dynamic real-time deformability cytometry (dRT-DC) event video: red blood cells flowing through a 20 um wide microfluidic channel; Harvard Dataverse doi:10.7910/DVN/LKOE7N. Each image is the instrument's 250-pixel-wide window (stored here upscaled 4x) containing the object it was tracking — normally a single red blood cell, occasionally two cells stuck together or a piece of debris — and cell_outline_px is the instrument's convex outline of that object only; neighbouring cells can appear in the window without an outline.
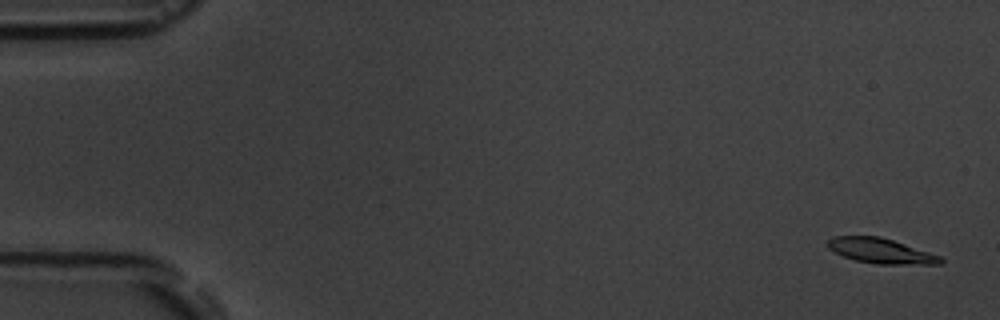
{"species": "common noctule bat (a hibernating species)", "species_latin": "Nyctalus noctula", "temperature_condition": "room temperature", "stored_images_in_passage": 16, "camera_frame_rate_fps": 3000, "um_per_image_px": 0.085, "animal": {"sex": "male", "body_mass_g": 19.5, "forearm_length_mm": 54.6}, "frame": {"image": 1, "passage_image": 1, "time_ms": 0.0, "image_size_px": [1000, 320], "cell_outline_px": [[944, 264], [876, 264], [856, 260], [844, 256], [828, 248], [828, 240], [832, 236], [880, 236], [940, 256], [944, 260]], "centroid_in_image_um": [74.87, 21.32], "position_along_channel_um": 10.1, "area_um2": 16.24}}
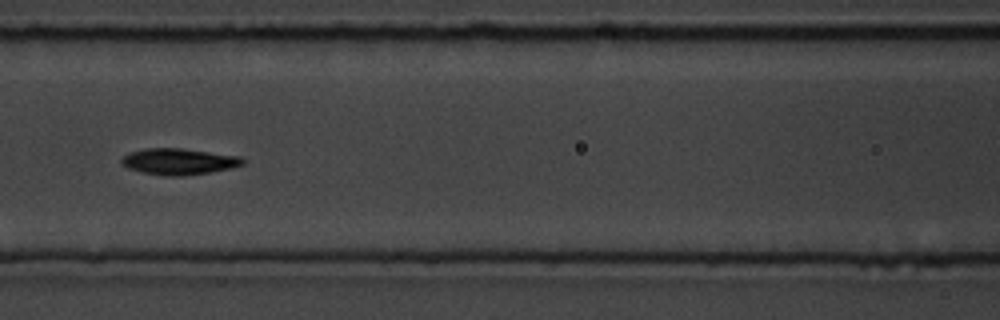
{"frame": {"image": 2, "passage_image": 7, "time_ms": 7.667, "image_size_px": [1000, 320], "cell_outline_px": [[244, 164], [232, 168], [184, 176], [168, 176], [144, 172], [128, 168], [120, 164], [120, 160], [124, 156], [132, 152], [148, 148], [180, 148], [240, 156], [244, 160]], "centroid_in_image_um": [15.21, 13.73], "position_along_channel_um": 151.4, "area_um2": 18.32}}
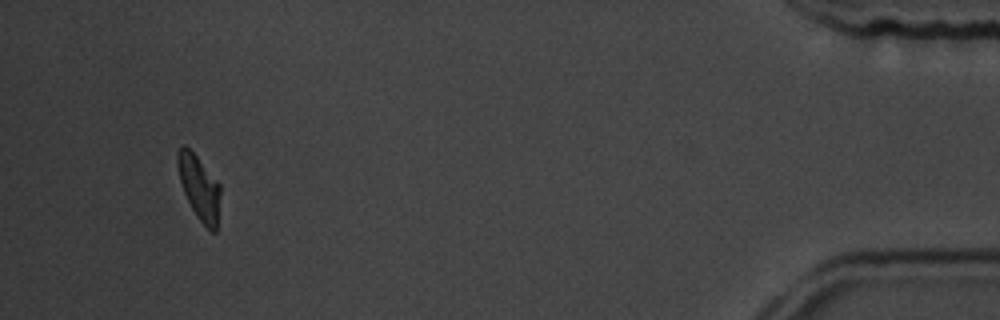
{"frame": {"image": 3, "passage_image": 15, "time_ms": 17.0, "image_size_px": [1000, 320], "cell_outline_px": [[220, 192], [216, 232], [212, 232], [196, 216], [184, 192], [180, 180], [176, 164], [176, 152], [184, 144], [196, 156], [220, 184]], "centroid_in_image_um": [16.91, 15.92], "position_along_channel_um": 418.3, "area_um2": 15.72}, "authors_computed_cell_mechanics": {"area_um2": 17.2244, "velocity_mm_per_s": 3.6468, "shape_relaxation_time_tau1_ms": 3.6207, "shape_relaxation_time_tau2_ms": null, "deformation_change_tau1": 0.1343, "deformation_change_tau2": null}}